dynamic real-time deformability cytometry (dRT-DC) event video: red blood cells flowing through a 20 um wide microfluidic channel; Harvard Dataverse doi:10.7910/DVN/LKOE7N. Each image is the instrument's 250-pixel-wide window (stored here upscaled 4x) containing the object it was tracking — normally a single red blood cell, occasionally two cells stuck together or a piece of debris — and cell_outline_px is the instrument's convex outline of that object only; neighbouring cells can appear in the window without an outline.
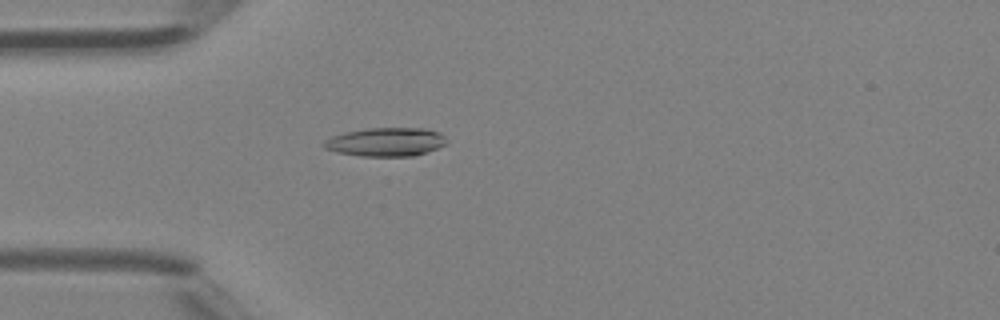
{"species": "Egyptian fruit bat (a non-hibernating species)", "species_latin": "Rousettus aegyptiacus", "temperature_condition": "room temperature", "stored_images_in_passage": 47, "camera_frame_rate_fps": 3000, "um_per_image_px": 0.085, "animal": {"sex": "female"}, "frame": {"image": 1, "passage_image": 14, "time_ms": 4.333, "image_size_px": [1000, 320], "cell_outline_px": [[448, 144], [412, 156], [360, 156], [336, 152], [324, 148], [320, 144], [324, 140], [332, 136], [344, 132], [364, 128], [424, 128], [440, 132], [448, 140]], "centroid_in_image_um": [32.77, 12.06], "position_along_channel_um": 52.2, "area_um2": 20.69}}
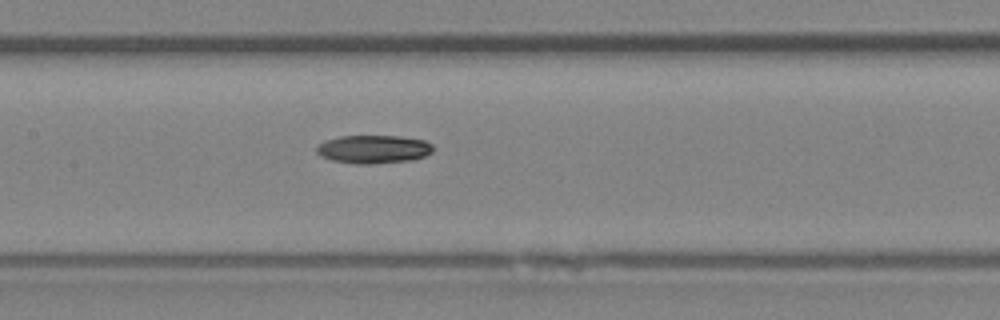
{"frame": {"image": 2, "passage_image": 23, "time_ms": 7.333, "image_size_px": [1000, 320], "cell_outline_px": [[436, 148], [432, 152], [424, 156], [412, 160], [372, 164], [356, 164], [332, 160], [320, 156], [316, 152], [316, 148], [324, 140], [340, 136], [400, 136], [424, 140], [432, 144]], "centroid_in_image_um": [31.76, 12.68], "position_along_channel_um": 175.6, "area_um2": 19.36}}
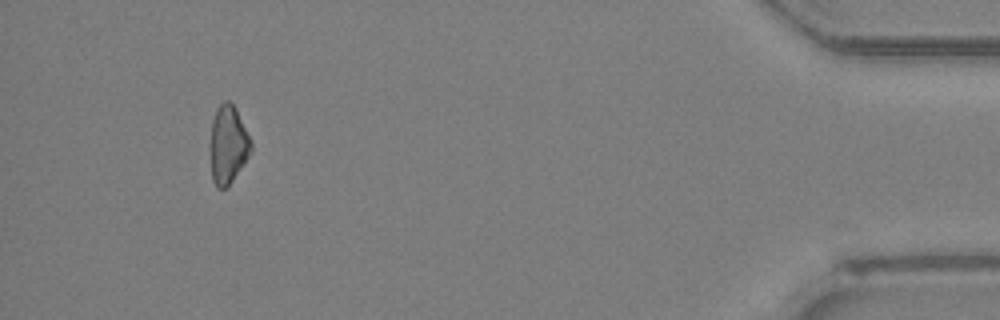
{"frame": {"image": 3, "passage_image": 44, "time_ms": 14.333, "image_size_px": [1000, 320], "cell_outline_px": [[252, 152], [232, 180], [224, 188], [216, 188], [212, 180], [212, 120], [216, 108], [224, 100], [228, 100], [236, 108], [252, 140]], "centroid_in_image_um": [19.42, 12.26], "position_along_channel_um": 415.8, "area_um2": 18.26}}